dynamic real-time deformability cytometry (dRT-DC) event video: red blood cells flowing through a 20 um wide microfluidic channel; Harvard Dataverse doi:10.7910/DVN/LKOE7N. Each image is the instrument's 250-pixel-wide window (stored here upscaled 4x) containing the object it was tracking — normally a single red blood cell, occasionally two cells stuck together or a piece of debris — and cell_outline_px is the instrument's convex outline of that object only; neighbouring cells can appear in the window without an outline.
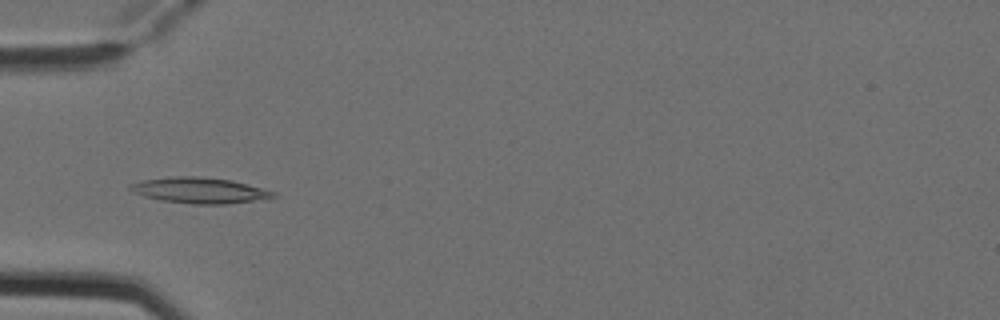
{"species": "Egyptian fruit bat (a non-hibernating species)", "species_latin": "Rousettus aegyptiacus", "temperature_condition": "cold", "stored_images_in_passage": 7, "camera_frame_rate_fps": 3000, "um_per_image_px": 0.085, "animal": {"sex": "female"}, "frame": {"image": 1, "passage_image": 4, "time_ms": 1.0, "image_size_px": [1000, 320], "cell_outline_px": [[280, 196], [268, 200], [228, 204], [192, 204], [160, 200], [144, 196], [132, 192], [128, 188], [132, 184], [144, 180], [168, 176], [196, 176], [228, 180], [276, 192]], "centroid_in_image_um": [17.03, 16.2], "position_along_channel_um": 68.0, "area_um2": 21.62}}
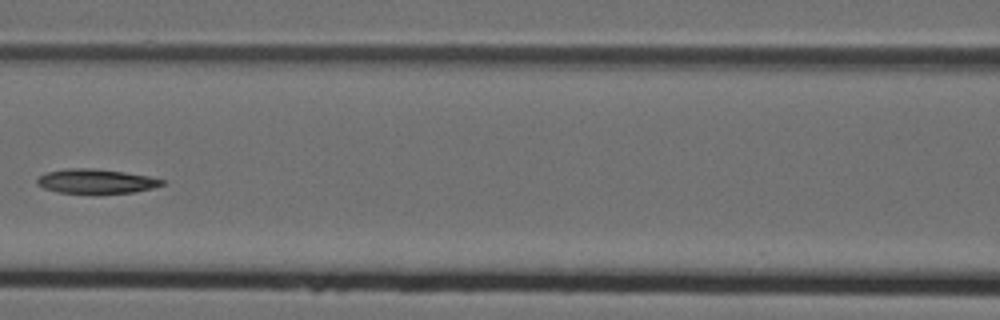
{"frame": {"image": 2, "passage_image": 6, "time_ms": 1.667, "image_size_px": [1000, 320], "cell_outline_px": [[164, 184], [152, 188], [136, 192], [96, 196], [92, 196], [56, 192], [44, 188], [36, 184], [36, 176], [44, 172], [64, 168], [92, 168], [124, 172], [148, 176], [164, 180]], "centroid_in_image_um": [8.08, 15.45], "position_along_channel_um": 158.5, "area_um2": 18.84}}
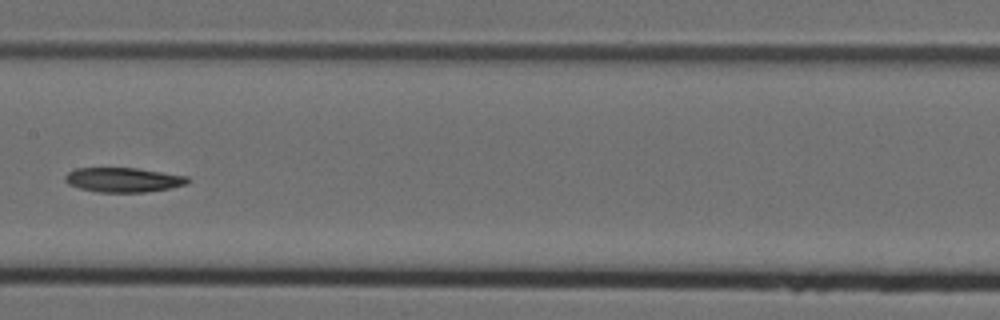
{"frame": {"image": 3, "passage_image": 7, "time_ms": 2.0, "image_size_px": [1000, 320], "cell_outline_px": [[192, 180], [188, 184], [172, 188], [144, 192], [96, 192], [80, 188], [68, 184], [64, 180], [64, 176], [68, 172], [76, 168], [136, 168], [188, 176]], "centroid_in_image_um": [10.51, 15.29], "position_along_channel_um": 196.9, "area_um2": 17.69}}